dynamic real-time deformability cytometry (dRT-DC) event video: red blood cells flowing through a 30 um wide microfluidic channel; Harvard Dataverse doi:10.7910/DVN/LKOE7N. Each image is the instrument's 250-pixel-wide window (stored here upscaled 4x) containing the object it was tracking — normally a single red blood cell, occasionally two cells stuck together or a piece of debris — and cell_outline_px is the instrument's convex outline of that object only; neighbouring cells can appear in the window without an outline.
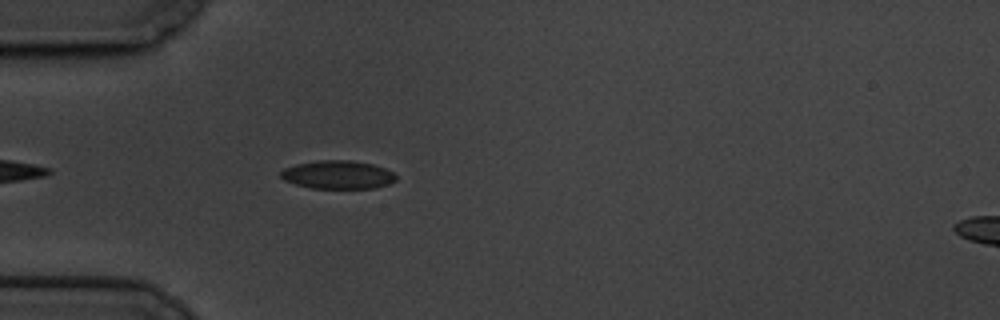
{"species": "common noctule bat (a hibernating species)", "species_latin": "Nyctalus noctula", "temperature_condition": "cold", "stored_images_in_passage": 43, "camera_frame_rate_fps": 3000, "um_per_image_px": 0.085, "animal": {"sex": "male", "body_mass_g": 19.5, "forearm_length_mm": 54.6}, "frame": {"image": 1, "passage_image": 5, "time_ms": 1.333, "image_size_px": [1000, 320], "cell_outline_px": [[396, 180], [388, 184], [376, 188], [312, 188], [296, 184], [284, 180], [280, 176], [280, 172], [284, 168], [296, 164], [316, 160], [352, 160], [372, 164], [384, 168], [392, 172], [396, 176]], "centroid_in_image_um": [28.7, 14.84], "position_along_channel_um": 56.3, "area_um2": 19.02}}
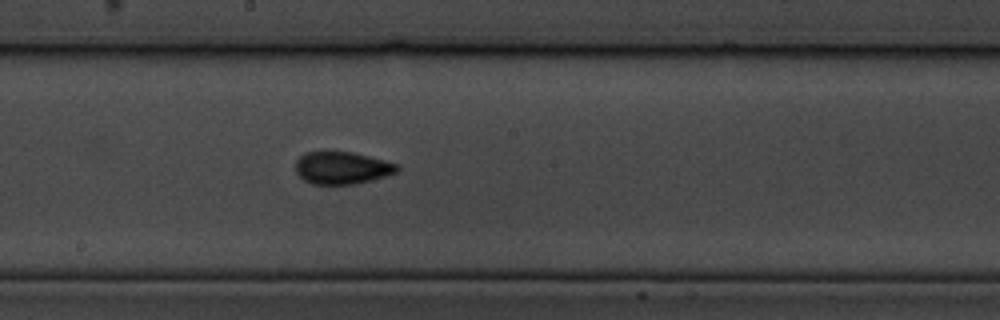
{"frame": {"image": 2, "passage_image": 20, "time_ms": 6.333, "image_size_px": [1000, 320], "cell_outline_px": [[400, 168], [396, 172], [372, 180], [356, 184], [312, 184], [304, 180], [296, 172], [296, 160], [304, 152], [352, 152], [400, 164]], "centroid_in_image_um": [29.08, 14.27], "position_along_channel_um": 219.1, "area_um2": 19.13}}
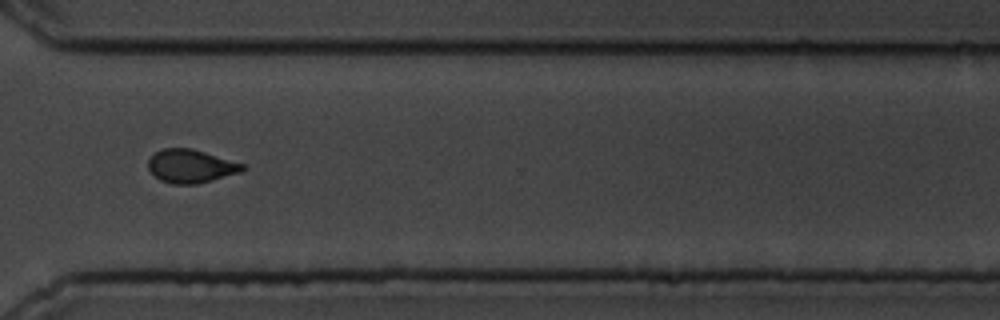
{"frame": {"image": 3, "passage_image": 32, "time_ms": 10.333, "image_size_px": [1000, 320], "cell_outline_px": [[248, 168], [240, 172], [212, 180], [196, 184], [172, 184], [160, 180], [148, 168], [148, 160], [156, 152], [164, 148], [192, 148], [244, 164]], "centroid_in_image_um": [16.23, 14.12], "position_along_channel_um": 354.4, "area_um2": 18.21}, "authors_computed_cell_mechanics": {"area_um2": 19.1896, "velocity_mm_per_s": 3.3832, "shape_relaxation_time_tau1_ms": 4.4944, "shape_relaxation_time_tau2_ms": 0.9206, "deformation_change_tau1": 0.115, "deformation_change_tau2": 0.0466}}